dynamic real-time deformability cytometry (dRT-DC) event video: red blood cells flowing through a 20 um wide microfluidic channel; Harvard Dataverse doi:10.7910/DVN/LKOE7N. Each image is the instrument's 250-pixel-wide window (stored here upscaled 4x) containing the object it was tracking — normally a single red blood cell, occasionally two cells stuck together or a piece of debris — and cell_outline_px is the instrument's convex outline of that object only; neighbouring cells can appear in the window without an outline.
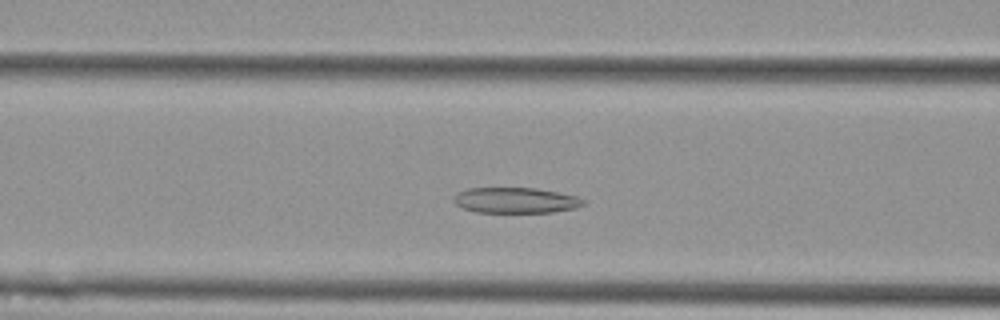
{"species": "Egyptian fruit bat (a non-hibernating species)", "species_latin": "Rousettus aegyptiacus", "temperature_condition": "cold", "stored_images_in_passage": 47, "camera_frame_rate_fps": 3000, "um_per_image_px": 0.085, "animal": {"sex": "female"}, "frame": {"image": 1, "passage_image": 14, "time_ms": 4.333, "image_size_px": [1000, 320], "cell_outline_px": [[584, 204], [576, 208], [552, 212], [476, 212], [464, 208], [456, 204], [452, 200], [452, 196], [456, 192], [468, 188], [536, 188], [560, 192], [576, 196], [584, 200]], "centroid_in_image_um": [43.8, 17.02], "position_along_channel_um": 122.8, "area_um2": 19.42}}
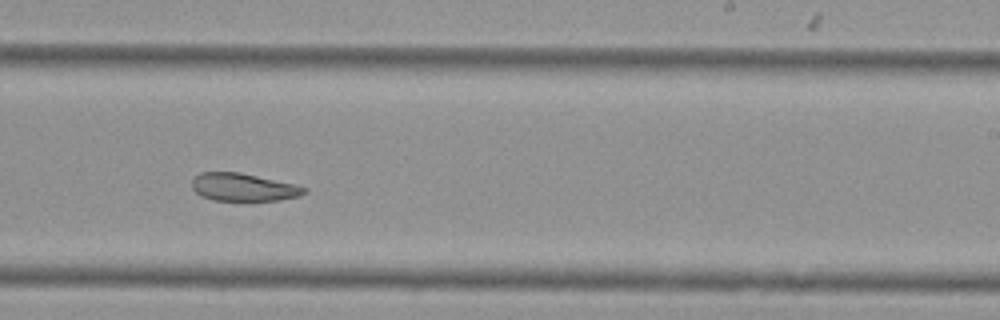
{"frame": {"image": 2, "passage_image": 26, "time_ms": 8.333, "image_size_px": [1000, 320], "cell_outline_px": [[308, 192], [300, 196], [280, 200], [212, 200], [200, 196], [192, 188], [192, 180], [200, 172], [240, 172], [296, 184], [308, 188]], "centroid_in_image_um": [20.72, 15.91], "position_along_channel_um": 268.3, "area_um2": 18.32}}
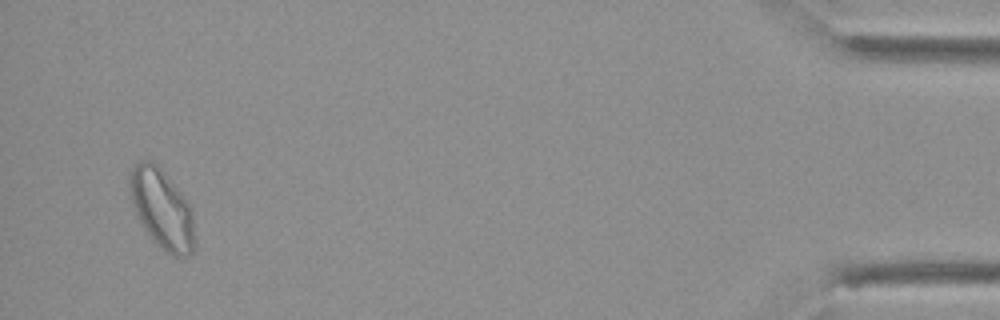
{"frame": {"image": 3, "passage_image": 45, "time_ms": 14.667, "image_size_px": [1000, 320], "cell_outline_px": [[196, 248], [188, 256], [172, 256], [164, 252], [160, 248], [144, 228], [132, 204], [128, 188], [128, 180], [132, 168], [140, 160], [148, 160], [156, 164], [160, 168], [188, 200], [192, 216], [196, 244]], "centroid_in_image_um": [13.77, 17.78], "position_along_channel_um": 421.4, "area_um2": 30.17}, "authors_computed_cell_mechanics": {"area_um2": 22.1952, "velocity_mm_per_s": 3.6508, "shape_relaxation_time_tau1_ms": null, "shape_relaxation_time_tau2_ms": 3.5235, "deformation_change_tau1": null, "deformation_change_tau2": 0.0822}}